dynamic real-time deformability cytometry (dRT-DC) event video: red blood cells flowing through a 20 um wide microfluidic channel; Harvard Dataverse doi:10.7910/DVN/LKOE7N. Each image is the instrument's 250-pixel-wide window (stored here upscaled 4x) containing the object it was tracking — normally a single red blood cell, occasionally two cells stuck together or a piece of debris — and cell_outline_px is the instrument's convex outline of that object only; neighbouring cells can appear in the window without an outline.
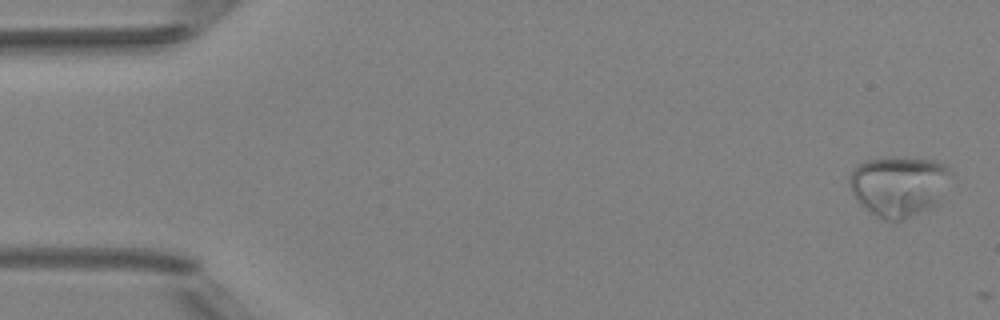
{"species": "Egyptian fruit bat (a non-hibernating species)", "species_latin": "Rousettus aegyptiacus", "temperature_condition": "room temperature", "stored_images_in_passage": 3, "camera_frame_rate_fps": 3000, "um_per_image_px": 0.085, "animal": {"sex": "female"}, "frame": {"image": 1, "passage_image": 1, "time_ms": 0.0, "image_size_px": [1000, 320], "cell_outline_px": [[948, 168], [940, 196], [936, 204], [928, 208], [900, 220], [880, 220], [864, 208], [860, 204], [852, 192], [848, 180], [852, 172], [860, 164], [868, 160], [932, 160], [944, 164]], "centroid_in_image_um": [76.3, 15.87], "position_along_channel_um": 8.7, "area_um2": 33.81}}